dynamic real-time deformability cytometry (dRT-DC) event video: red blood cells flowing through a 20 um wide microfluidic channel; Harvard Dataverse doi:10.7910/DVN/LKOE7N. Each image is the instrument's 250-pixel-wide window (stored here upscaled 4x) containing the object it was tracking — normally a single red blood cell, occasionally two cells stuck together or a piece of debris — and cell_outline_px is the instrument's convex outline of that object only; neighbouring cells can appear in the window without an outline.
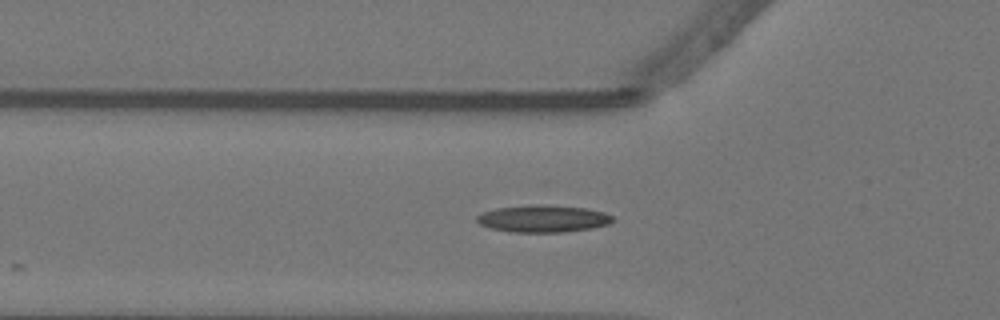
{"species": "Egyptian fruit bat (a non-hibernating species)", "species_latin": "Rousettus aegyptiacus", "temperature_condition": "warm", "stored_images_in_passage": 11, "camera_frame_rate_fps": 3000, "um_per_image_px": 0.085, "animal": {"sex": "female"}, "frame": {"image": 1, "passage_image": 3, "time_ms": 0.667, "image_size_px": [1000, 320], "cell_outline_px": [[616, 220], [608, 224], [592, 228], [564, 232], [508, 232], [492, 228], [480, 224], [476, 220], [476, 216], [484, 212], [496, 208], [544, 204], [584, 208], [604, 212], [612, 216]], "centroid_in_image_um": [46.18, 18.59], "position_along_channel_um": 79.6, "area_um2": 21.39}}
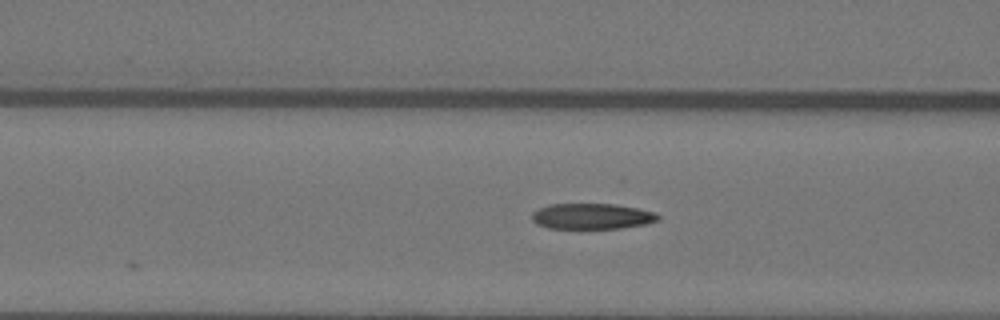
{"frame": {"image": 2, "passage_image": 6, "time_ms": 1.667, "image_size_px": [1000, 320], "cell_outline_px": [[660, 220], [648, 224], [620, 228], [548, 228], [536, 224], [532, 220], [532, 212], [536, 208], [548, 204], [616, 204], [656, 212], [660, 216]], "centroid_in_image_um": [50.31, 18.38], "position_along_channel_um": 116.3, "area_um2": 19.13}}
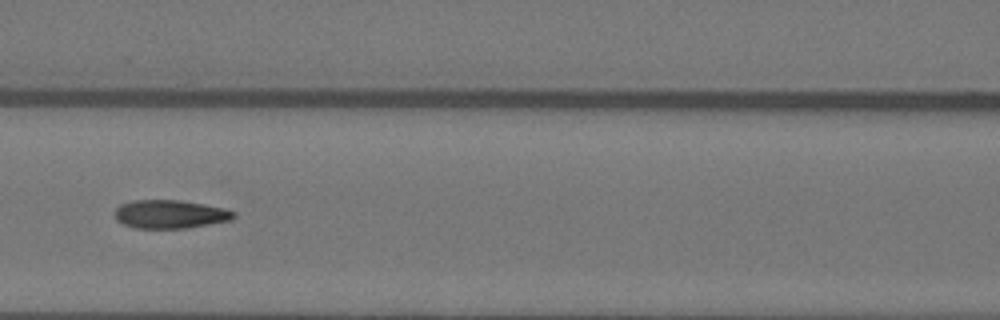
{"frame": {"image": 3, "passage_image": 9, "time_ms": 2.667, "image_size_px": [1000, 320], "cell_outline_px": [[236, 216], [232, 220], [188, 228], [136, 228], [124, 224], [116, 220], [116, 208], [120, 204], [132, 200], [180, 200], [204, 204], [224, 208], [236, 212]], "centroid_in_image_um": [14.49, 18.2], "position_along_channel_um": 152.1, "area_um2": 19.77}}